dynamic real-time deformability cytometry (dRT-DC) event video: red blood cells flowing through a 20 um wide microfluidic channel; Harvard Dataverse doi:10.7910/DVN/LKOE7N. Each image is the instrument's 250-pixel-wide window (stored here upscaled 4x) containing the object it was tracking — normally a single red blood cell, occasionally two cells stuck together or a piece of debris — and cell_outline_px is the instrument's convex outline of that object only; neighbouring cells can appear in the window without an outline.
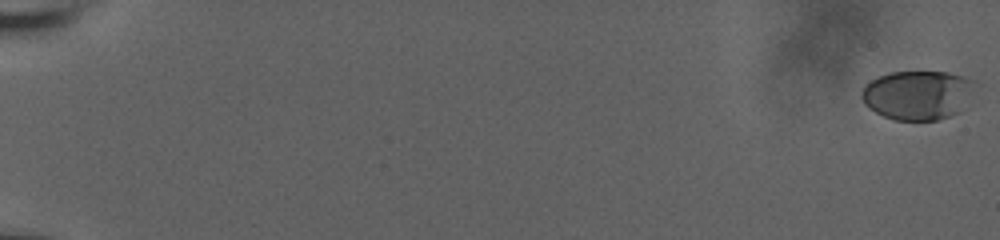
{"species": "human", "species_latin": "Homo sapiens", "temperature_condition": "room temperature", "stored_images_in_passage": 60, "camera_frame_rate_fps": 3000, "um_per_image_px": 0.085, "donor": {"sex": "male"}, "frame": {"image": 1, "passage_image": 1, "time_ms": 0.0, "image_size_px": [1000, 240], "cell_outline_px": [[976, 80], [960, 112], [936, 120], [896, 120], [884, 116], [868, 108], [864, 104], [860, 96], [860, 92], [864, 84], [880, 76], [892, 72], [948, 72], [964, 76]], "centroid_in_image_um": [77.95, 8.07], "position_along_channel_um": 7.0, "area_um2": 32.37}}
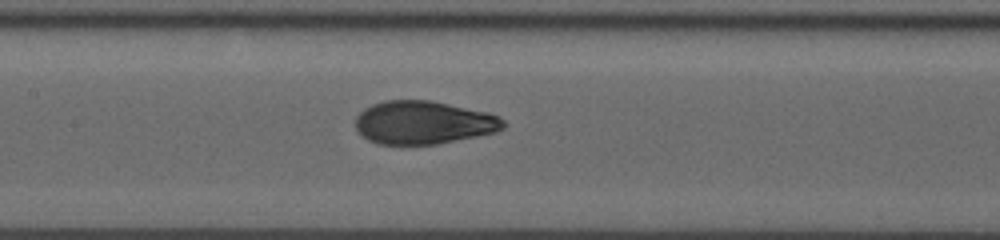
{"frame": {"image": 2, "passage_image": 32, "time_ms": 10.333, "image_size_px": [1000, 240], "cell_outline_px": [[508, 124], [504, 128], [496, 132], [436, 144], [380, 144], [368, 140], [356, 128], [356, 116], [364, 108], [372, 104], [384, 100], [432, 100], [488, 112], [500, 116]], "centroid_in_image_um": [36.03, 10.4], "position_along_channel_um": 171.4, "area_um2": 37.34}}
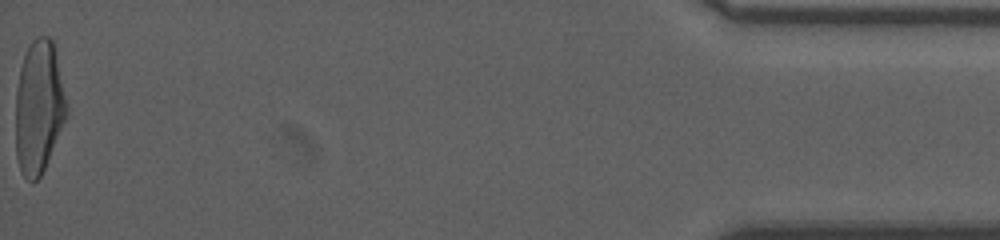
{"frame": {"image": 3, "passage_image": 60, "time_ms": 19.667, "image_size_px": [1000, 240], "cell_outline_px": [[68, 112], [44, 168], [40, 176], [32, 184], [20, 172], [16, 156], [16, 92], [20, 68], [24, 56], [32, 40], [36, 36], [48, 36], [52, 40], [68, 108]], "centroid_in_image_um": [3.28, 9.13], "position_along_channel_um": 431.9, "area_um2": 39.07}, "authors_computed_cell_mechanics": {"area_um2": 37.3099, "velocity_mm_per_s": 3.7309, "shape_relaxation_time_tau1_ms": 4.7827, "shape_relaxation_time_tau2_ms": 0.7265, "deformation_change_tau1": 0.2161, "deformation_change_tau2": 0.0567}}